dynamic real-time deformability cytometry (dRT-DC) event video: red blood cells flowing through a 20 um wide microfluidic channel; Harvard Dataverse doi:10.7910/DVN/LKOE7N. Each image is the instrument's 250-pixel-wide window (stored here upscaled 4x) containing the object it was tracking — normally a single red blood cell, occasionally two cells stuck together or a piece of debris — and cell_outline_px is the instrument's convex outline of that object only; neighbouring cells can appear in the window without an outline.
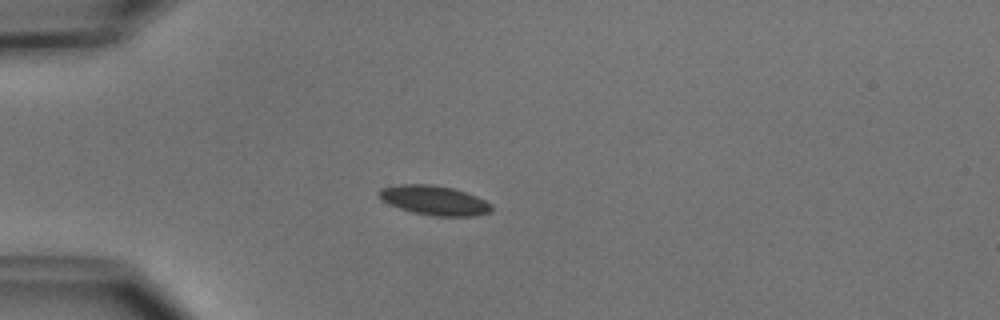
{"species": "common noctule bat (a hibernating species)", "species_latin": "Nyctalus noctula", "temperature_condition": "cold", "stored_images_in_passage": 6, "camera_frame_rate_fps": 3000, "um_per_image_px": 0.085, "animal": {"sex": "male", "body_mass_g": 15.6}, "frame": {"image": 1, "passage_image": 3, "time_ms": 3.333, "image_size_px": [1000, 320], "cell_outline_px": [[492, 208], [488, 212], [476, 216], [432, 216], [412, 212], [400, 208], [384, 200], [376, 192], [380, 188], [400, 184], [432, 184], [452, 188], [476, 196], [492, 204]], "centroid_in_image_um": [36.91, 17.02], "position_along_channel_um": 48.1, "area_um2": 19.13}}
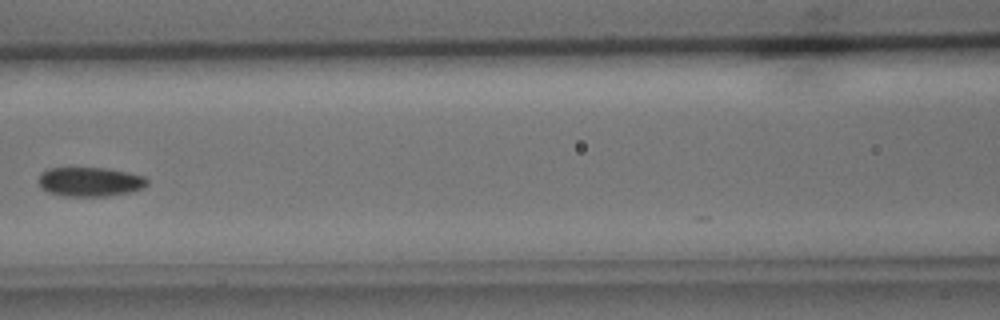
{"frame": {"image": 2, "passage_image": 6, "time_ms": 6.667, "image_size_px": [1000, 320], "cell_outline_px": [[148, 184], [144, 188], [128, 192], [104, 196], [64, 196], [48, 192], [40, 188], [40, 176], [48, 168], [108, 168], [128, 172], [144, 176], [148, 180]], "centroid_in_image_um": [7.68, 15.45], "position_along_channel_um": 158.9, "area_um2": 18.44}}